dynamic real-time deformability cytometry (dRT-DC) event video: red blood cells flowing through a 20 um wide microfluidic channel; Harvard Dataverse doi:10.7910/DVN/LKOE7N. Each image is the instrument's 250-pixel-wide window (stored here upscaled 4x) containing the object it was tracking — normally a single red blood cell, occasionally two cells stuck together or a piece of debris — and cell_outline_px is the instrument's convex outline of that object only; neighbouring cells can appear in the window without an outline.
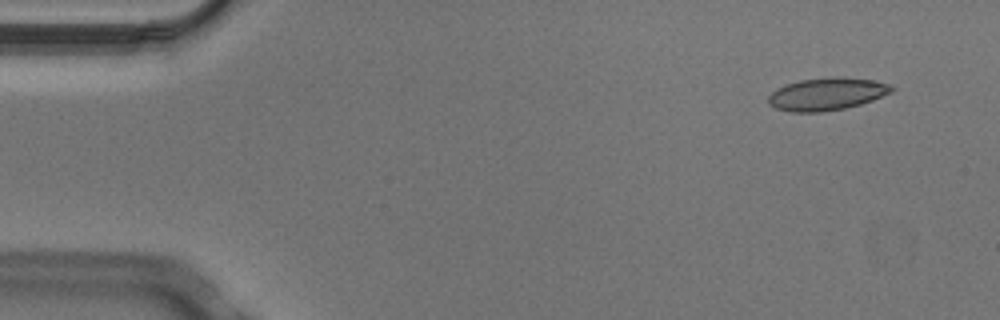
{"species": "Egyptian fruit bat (a non-hibernating species)", "species_latin": "Rousettus aegyptiacus", "temperature_condition": "cold", "stored_images_in_passage": 5, "camera_frame_rate_fps": 3000, "um_per_image_px": 0.085, "animal": {"sex": "male"}, "frame": {"image": 1, "passage_image": 2, "time_ms": 0.333, "image_size_px": [1000, 320], "cell_outline_px": [[896, 88], [892, 92], [872, 100], [860, 104], [844, 108], [820, 112], [788, 112], [776, 108], [768, 104], [768, 96], [776, 88], [784, 84], [800, 80], [832, 76], [840, 76], [872, 80], [892, 84]], "centroid_in_image_um": [70.27, 7.98], "position_along_channel_um": 14.7, "area_um2": 23.64}}